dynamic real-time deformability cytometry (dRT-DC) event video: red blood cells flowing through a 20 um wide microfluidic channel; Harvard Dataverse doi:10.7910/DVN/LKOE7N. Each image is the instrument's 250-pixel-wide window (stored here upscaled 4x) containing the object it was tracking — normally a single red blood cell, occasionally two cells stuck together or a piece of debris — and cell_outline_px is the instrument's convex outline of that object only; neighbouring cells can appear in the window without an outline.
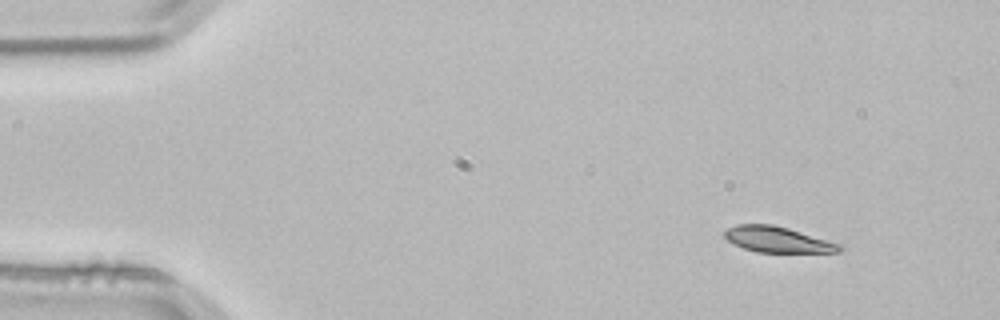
{"species": "common noctule bat (a hibernating species)", "species_latin": "Nyctalus noctula", "temperature_condition": "room temperature", "stored_images_in_passage": 3, "camera_frame_rate_fps": 3000, "um_per_image_px": 0.085, "animal": {"sex": "male", "body_mass_g": 21.5, "forearm_length_mm": 52.0}, "frame": {"image": 1, "passage_image": 1, "time_ms": 0.0, "image_size_px": [1000, 320], "cell_outline_px": [[844, 248], [840, 252], [756, 252], [732, 244], [724, 236], [724, 232], [728, 228], [736, 224], [772, 224], [788, 228], [840, 244]], "centroid_in_image_um": [66.07, 20.36], "position_along_channel_um": 18.9, "area_um2": 17.17}}
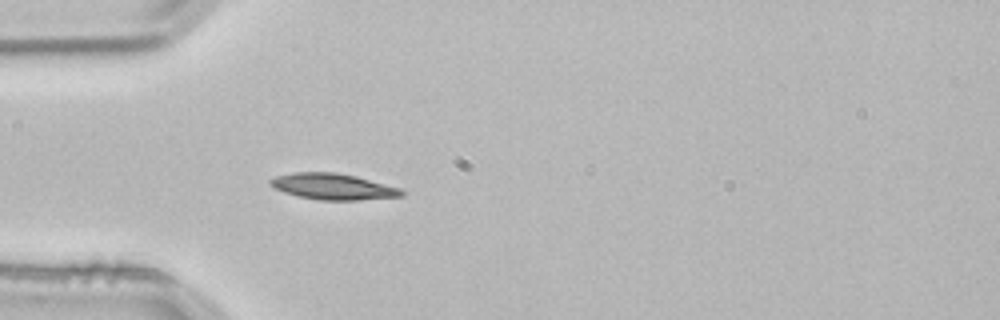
{"frame": {"image": 2, "passage_image": 3, "time_ms": 0.667, "image_size_px": [1000, 320], "cell_outline_px": [[404, 196], [356, 200], [320, 200], [300, 196], [284, 192], [268, 184], [268, 180], [276, 176], [296, 172], [336, 172], [356, 176], [400, 188], [404, 192]], "centroid_in_image_um": [28.3, 15.85], "position_along_channel_um": 56.7, "area_um2": 19.83}}